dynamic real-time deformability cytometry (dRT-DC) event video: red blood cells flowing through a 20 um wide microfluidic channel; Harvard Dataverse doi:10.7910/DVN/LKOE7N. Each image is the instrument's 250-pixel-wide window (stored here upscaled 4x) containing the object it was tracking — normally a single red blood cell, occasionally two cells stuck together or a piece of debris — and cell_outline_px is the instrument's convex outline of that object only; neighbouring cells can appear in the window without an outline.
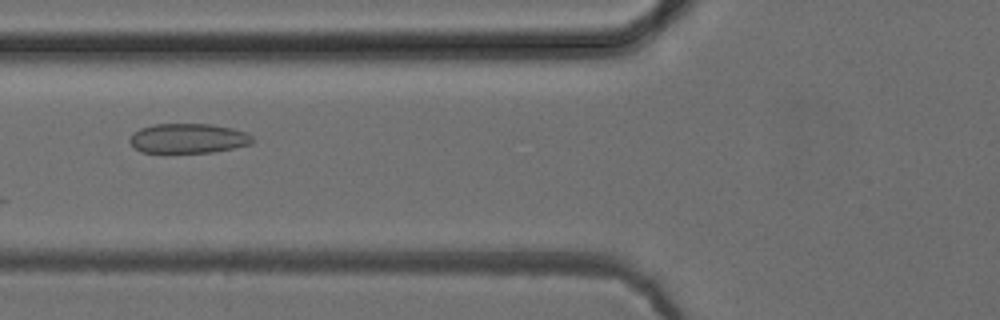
{"species": "common noctule bat (a hibernating species)", "species_latin": "Nyctalus noctula", "temperature_condition": "cold", "stored_images_in_passage": 44, "camera_frame_rate_fps": 3000, "um_per_image_px": 0.085, "animal": {"sex": "female", "body_mass_g": 24.6, "forearm_length_mm": 56.2}, "frame": {"image": 1, "passage_image": 12, "time_ms": 3.667, "image_size_px": [1000, 320], "cell_outline_px": [[256, 140], [252, 144], [212, 152], [140, 152], [128, 140], [132, 132], [140, 128], [156, 124], [212, 124], [232, 128], [244, 132], [252, 136]], "centroid_in_image_um": [16.0, 11.75], "position_along_channel_um": 109.8, "area_um2": 21.21}}
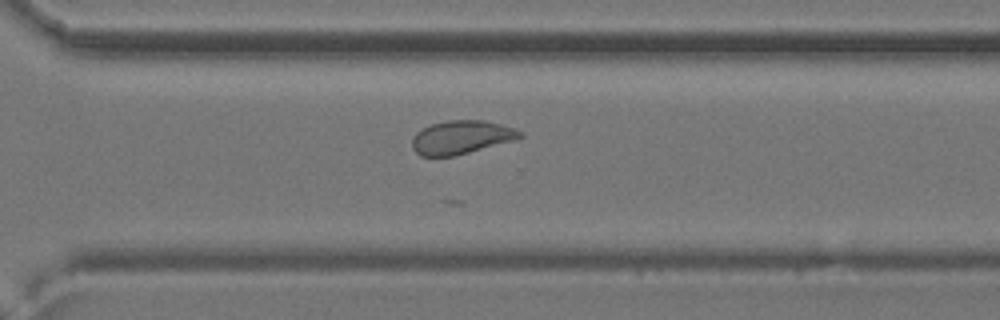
{"frame": {"image": 2, "passage_image": 29, "time_ms": 9.333, "image_size_px": [1000, 320], "cell_outline_px": [[524, 136], [516, 140], [456, 156], [420, 156], [412, 148], [412, 140], [416, 132], [432, 124], [448, 120], [484, 120], [500, 124], [512, 128], [520, 132]], "centroid_in_image_um": [39.21, 11.68], "position_along_channel_um": 331.4, "area_um2": 21.04}}
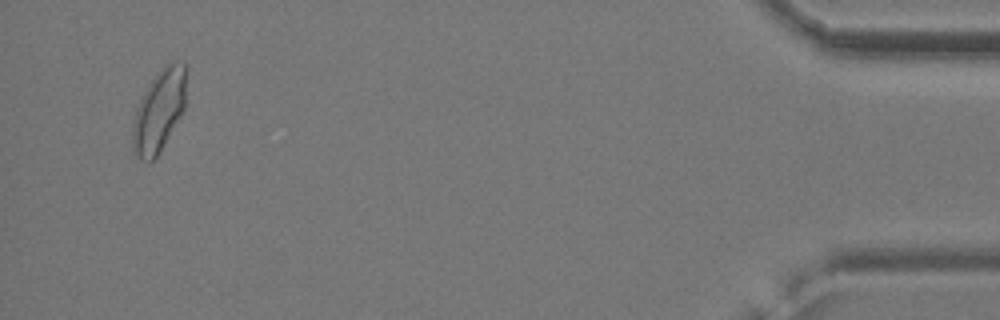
{"frame": {"image": 3, "passage_image": 42, "time_ms": 13.667, "image_size_px": [1000, 320], "cell_outline_px": [[184, 108], [180, 116], [160, 152], [152, 160], [140, 160], [132, 152], [132, 124], [136, 108], [148, 84], [164, 64], [176, 60], [184, 64]], "centroid_in_image_um": [13.47, 9.44], "position_along_channel_um": 421.7, "area_um2": 25.32}}